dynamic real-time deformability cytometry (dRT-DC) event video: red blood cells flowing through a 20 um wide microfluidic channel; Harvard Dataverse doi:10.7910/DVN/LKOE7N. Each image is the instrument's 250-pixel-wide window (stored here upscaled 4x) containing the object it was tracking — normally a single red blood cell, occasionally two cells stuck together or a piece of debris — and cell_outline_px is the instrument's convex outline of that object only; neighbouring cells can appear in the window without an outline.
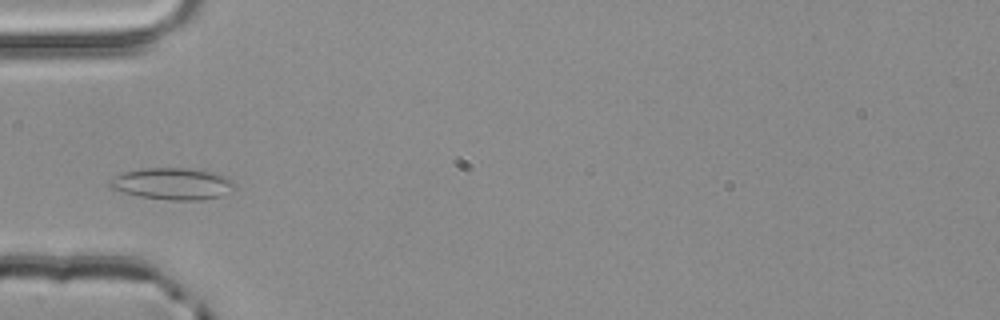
{"species": "common noctule bat (a hibernating species)", "species_latin": "Nyctalus noctula", "temperature_condition": "room temperature", "stored_images_in_passage": 2, "camera_frame_rate_fps": 3000, "um_per_image_px": 0.085, "animal": {"sex": "male", "body_mass_g": 20.4}, "frame": {"image": 1, "passage_image": 2, "time_ms": 0.333, "image_size_px": [1000, 320], "cell_outline_px": [[236, 188], [220, 196], [200, 200], [168, 200], [140, 196], [108, 188], [108, 180], [124, 172], [140, 168], [188, 168], [216, 172], [232, 180], [236, 184]], "centroid_in_image_um": [14.67, 15.61], "position_along_channel_um": 70.3, "area_um2": 23.24}}